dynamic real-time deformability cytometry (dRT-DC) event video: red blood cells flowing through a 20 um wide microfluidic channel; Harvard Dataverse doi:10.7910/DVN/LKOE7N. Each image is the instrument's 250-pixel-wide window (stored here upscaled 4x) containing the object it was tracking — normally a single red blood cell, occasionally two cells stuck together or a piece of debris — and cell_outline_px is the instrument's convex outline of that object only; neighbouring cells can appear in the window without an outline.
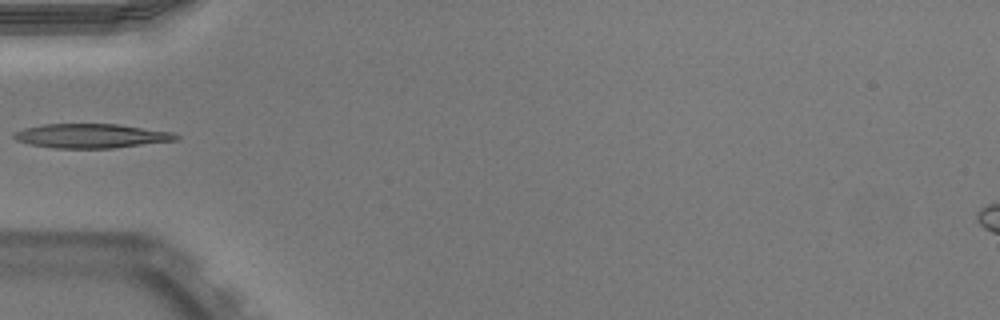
{"species": "Egyptian fruit bat (a non-hibernating species)", "species_latin": "Rousettus aegyptiacus", "temperature_condition": "warm", "stored_images_in_passage": 33, "camera_frame_rate_fps": 3000, "um_per_image_px": 0.085, "animal": {"sex": "male"}, "frame": {"image": 1, "passage_image": 1, "time_ms": 0.0, "image_size_px": [1000, 320], "cell_outline_px": [[180, 140], [112, 148], [56, 148], [32, 144], [16, 140], [12, 136], [12, 132], [24, 128], [44, 124], [116, 124], [172, 132], [180, 136]], "centroid_in_image_um": [7.76, 11.55], "position_along_channel_um": 77.2, "area_um2": 22.83}}
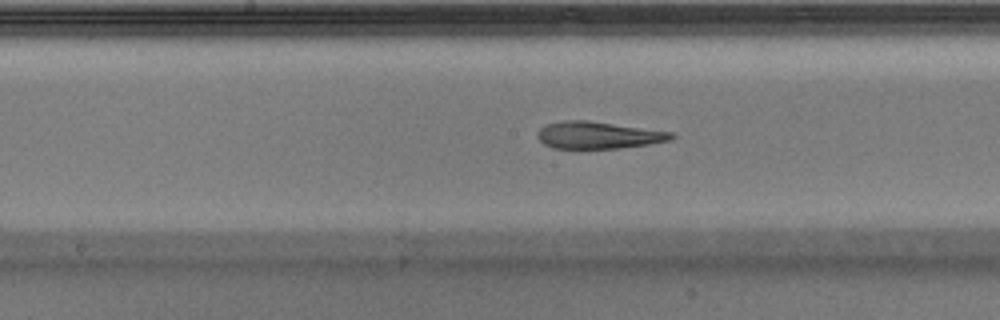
{"frame": {"image": 2, "passage_image": 10, "time_ms": 3.0, "image_size_px": [1000, 320], "cell_outline_px": [[676, 136], [672, 140], [648, 144], [620, 148], [552, 148], [544, 144], [536, 136], [536, 132], [544, 124], [564, 120], [588, 120], [672, 132]], "centroid_in_image_um": [50.82, 11.48], "position_along_channel_um": 197.4, "area_um2": 21.21}}
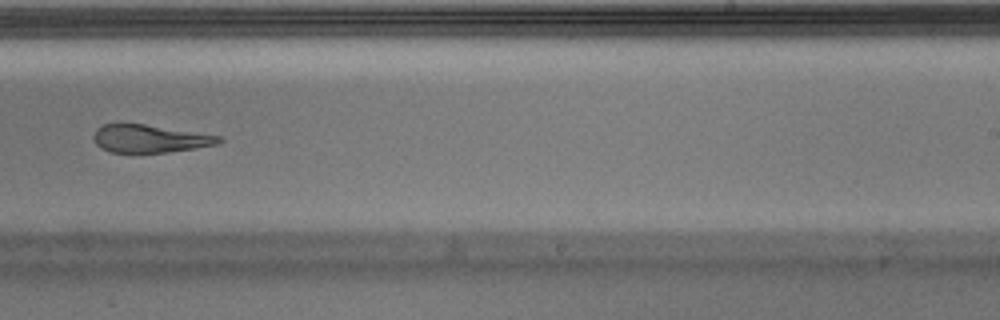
{"frame": {"image": 3, "passage_image": 16, "time_ms": 5.0, "image_size_px": [1000, 320], "cell_outline_px": [[224, 140], [216, 144], [168, 152], [112, 152], [100, 148], [96, 144], [92, 136], [96, 128], [104, 124], [144, 124], [224, 136]], "centroid_in_image_um": [12.73, 11.78], "position_along_channel_um": 276.3, "area_um2": 20.23}}